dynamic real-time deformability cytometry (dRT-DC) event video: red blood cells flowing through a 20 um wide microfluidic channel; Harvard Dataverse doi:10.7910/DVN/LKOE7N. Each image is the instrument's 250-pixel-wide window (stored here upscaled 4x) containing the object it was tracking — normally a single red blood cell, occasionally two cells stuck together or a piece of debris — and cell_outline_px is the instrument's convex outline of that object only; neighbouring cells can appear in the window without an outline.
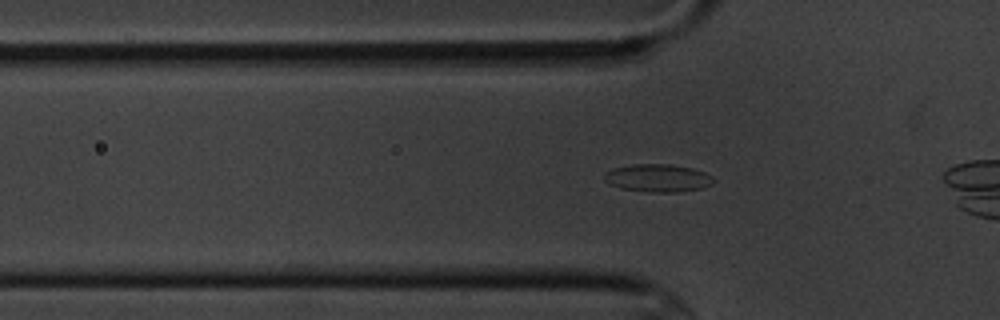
{"species": "common noctule bat (a hibernating species)", "species_latin": "Nyctalus noctula", "temperature_condition": "cold", "stored_images_in_passage": 36, "camera_frame_rate_fps": 3000, "um_per_image_px": 0.085, "animal": {"sex": "male", "body_mass_g": 20.1, "forearm_length_mm": 53.5}, "frame": {"image": 1, "passage_image": 8, "time_ms": 2.333, "image_size_px": [1000, 320], "cell_outline_px": [[716, 180], [712, 184], [700, 188], [676, 192], [648, 192], [620, 188], [604, 180], [604, 172], [612, 168], [632, 164], [668, 164], [692, 168], [704, 172], [712, 176]], "centroid_in_image_um": [55.9, 15.12], "position_along_channel_um": 69.9, "area_um2": 17.69}}
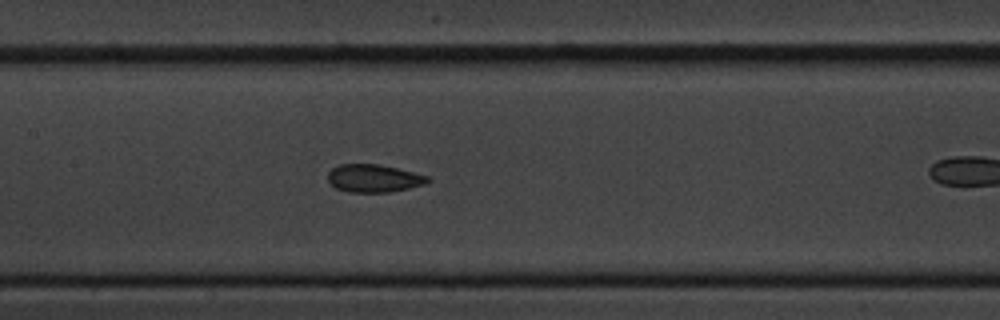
{"frame": {"image": 2, "passage_image": 17, "time_ms": 5.333, "image_size_px": [1000, 320], "cell_outline_px": [[432, 180], [424, 184], [408, 188], [388, 192], [348, 192], [336, 188], [328, 180], [328, 172], [332, 168], [340, 164], [380, 164], [428, 176]], "centroid_in_image_um": [31.75, 15.15], "position_along_channel_um": 175.6, "area_um2": 16.07}}
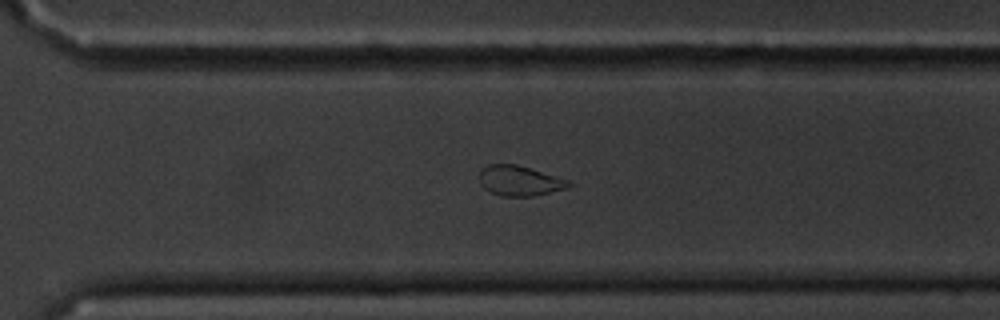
{"frame": {"image": 3, "passage_image": 30, "time_ms": 9.667, "image_size_px": [1000, 320], "cell_outline_px": [[572, 184], [568, 188], [532, 196], [500, 196], [484, 188], [480, 184], [480, 172], [488, 164], [516, 164], [572, 180]], "centroid_in_image_um": [44.21, 15.36], "position_along_channel_um": 326.4, "area_um2": 15.72}}